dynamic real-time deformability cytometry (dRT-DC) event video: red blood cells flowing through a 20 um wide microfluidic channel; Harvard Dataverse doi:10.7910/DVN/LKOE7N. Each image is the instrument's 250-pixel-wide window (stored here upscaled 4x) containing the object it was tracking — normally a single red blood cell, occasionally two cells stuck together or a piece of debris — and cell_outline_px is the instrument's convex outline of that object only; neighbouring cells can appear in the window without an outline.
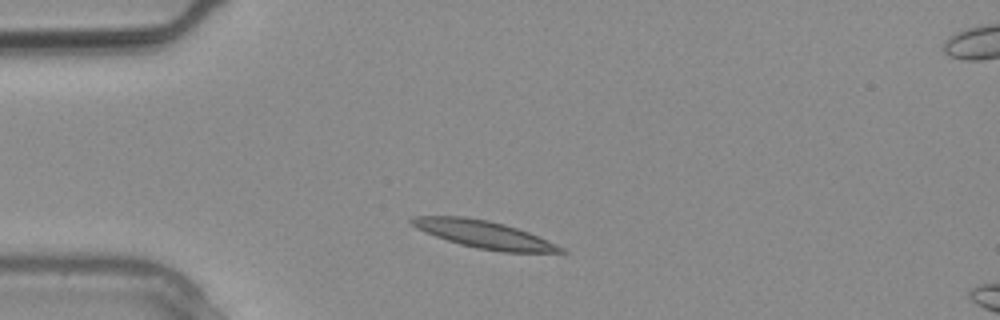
{"species": "common noctule bat (a hibernating species)", "species_latin": "Nyctalus noctula", "temperature_condition": "warm", "stored_images_in_passage": 4, "camera_frame_rate_fps": 3000, "um_per_image_px": 0.085, "animal": {"sex": "male", "body_mass_g": 20.4}, "frame": {"image": 1, "passage_image": 3, "time_ms": 0.667, "image_size_px": [1000, 320], "cell_outline_px": [[568, 252], [504, 252], [476, 248], [460, 244], [436, 236], [416, 228], [408, 220], [416, 216], [464, 216], [488, 220], [504, 224], [528, 232], [564, 248]], "centroid_in_image_um": [41.12, 19.92], "position_along_channel_um": 43.9, "area_um2": 23.47}}